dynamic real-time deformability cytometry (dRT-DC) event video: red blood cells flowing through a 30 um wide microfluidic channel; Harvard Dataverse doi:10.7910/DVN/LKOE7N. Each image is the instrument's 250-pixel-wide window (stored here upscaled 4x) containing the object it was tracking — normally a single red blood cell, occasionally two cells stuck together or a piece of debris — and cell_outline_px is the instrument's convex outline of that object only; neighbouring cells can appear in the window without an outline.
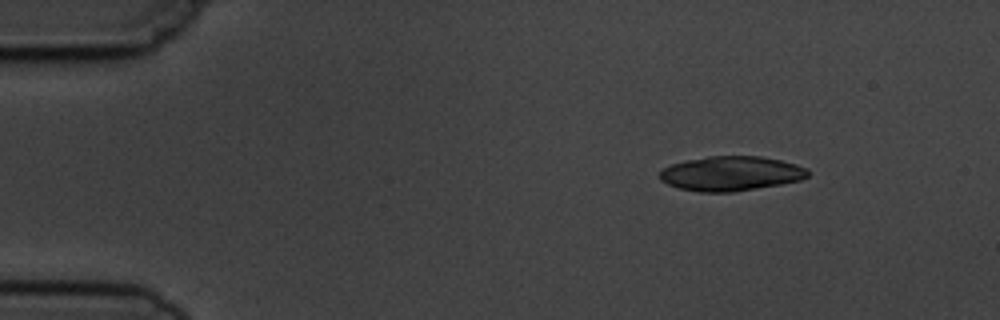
{"species": "common noctule bat (a hibernating species)", "species_latin": "Nyctalus noctula", "temperature_condition": "cold", "stored_images_in_passage": 5, "camera_frame_rate_fps": 3000, "um_per_image_px": 0.085, "animal": {"sex": "male", "body_mass_g": 19.5, "forearm_length_mm": 54.6}, "frame": {"image": 1, "passage_image": 1, "time_ms": 0.0, "image_size_px": [1000, 320], "cell_outline_px": [[808, 176], [800, 180], [780, 184], [732, 192], [700, 192], [680, 188], [668, 184], [660, 180], [660, 172], [664, 168], [672, 164], [688, 160], [708, 156], [760, 156], [780, 160], [796, 164], [808, 168]], "centroid_in_image_um": [62.14, 14.75], "position_along_channel_um": 22.9, "area_um2": 29.65}}